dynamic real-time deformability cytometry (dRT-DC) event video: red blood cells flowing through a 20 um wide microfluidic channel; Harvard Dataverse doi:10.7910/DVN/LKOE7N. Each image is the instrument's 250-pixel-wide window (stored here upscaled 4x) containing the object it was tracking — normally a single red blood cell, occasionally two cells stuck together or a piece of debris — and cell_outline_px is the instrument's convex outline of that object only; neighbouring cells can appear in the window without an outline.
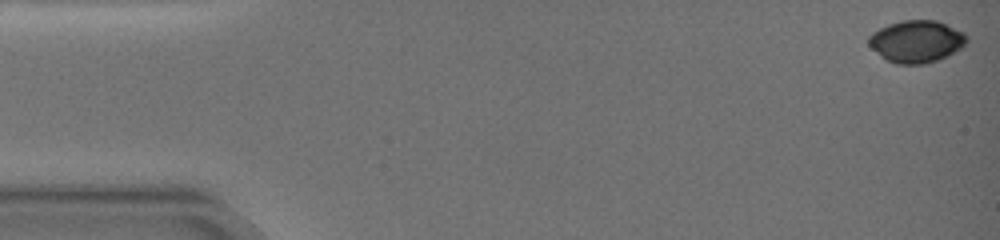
{"species": "common noctule bat (a hibernating species)", "species_latin": "Nyctalus noctula", "temperature_condition": "warm", "stored_images_in_passage": 34, "camera_frame_rate_fps": 3000, "um_per_image_px": 0.085, "animal": {"sex": "female", "body_mass_g": 19.0, "forearm_length_mm": 51.5}, "frame": {"image": 1, "passage_image": 1, "time_ms": 0.0, "image_size_px": [1000, 240], "cell_outline_px": [[968, 40], [960, 48], [936, 60], [924, 64], [896, 64], [880, 56], [868, 44], [868, 36], [872, 32], [888, 24], [904, 20], [936, 20], [964, 32], [968, 36]], "centroid_in_image_um": [77.87, 3.51], "position_along_channel_um": 7.1, "area_um2": 23.87}}
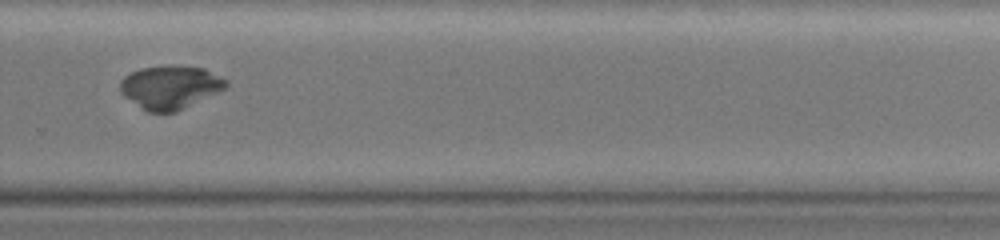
{"frame": {"image": 2, "passage_image": 26, "time_ms": 13.0, "image_size_px": [1000, 240], "cell_outline_px": [[228, 84], [224, 88], [176, 112], [148, 112], [140, 108], [124, 96], [120, 92], [120, 80], [124, 76], [140, 68], [164, 64], [172, 64], [204, 68], [228, 80]], "centroid_in_image_um": [14.43, 7.38], "position_along_channel_um": 315.4, "area_um2": 26.88}}
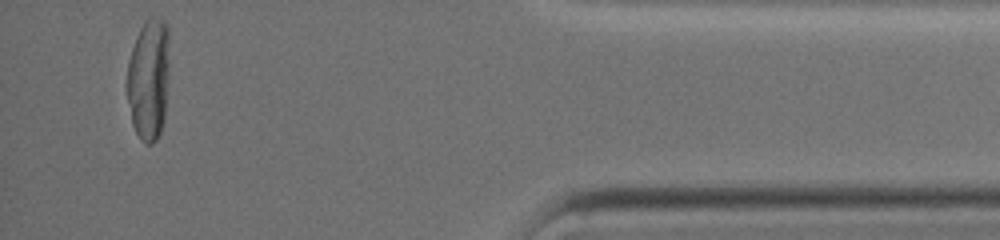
{"frame": {"image": 3, "passage_image": 34, "time_ms": 17.333, "image_size_px": [1000, 240], "cell_outline_px": [[168, 80], [164, 120], [160, 132], [156, 140], [152, 144], [144, 144], [140, 140], [132, 124], [124, 88], [124, 84], [128, 60], [136, 36], [144, 20], [148, 16], [152, 16], [164, 20], [168, 24]], "centroid_in_image_um": [12.6, 6.73], "position_along_channel_um": 422.6, "area_um2": 31.1}, "authors_computed_cell_mechanics": {"area_um2": 28.1486, "velocity_mm_per_s": 3.4624, "shape_relaxation_time_tau1_ms": null, "shape_relaxation_time_tau2_ms": 1.6539, "deformation_change_tau1": null, "deformation_change_tau2": 0.0167}}